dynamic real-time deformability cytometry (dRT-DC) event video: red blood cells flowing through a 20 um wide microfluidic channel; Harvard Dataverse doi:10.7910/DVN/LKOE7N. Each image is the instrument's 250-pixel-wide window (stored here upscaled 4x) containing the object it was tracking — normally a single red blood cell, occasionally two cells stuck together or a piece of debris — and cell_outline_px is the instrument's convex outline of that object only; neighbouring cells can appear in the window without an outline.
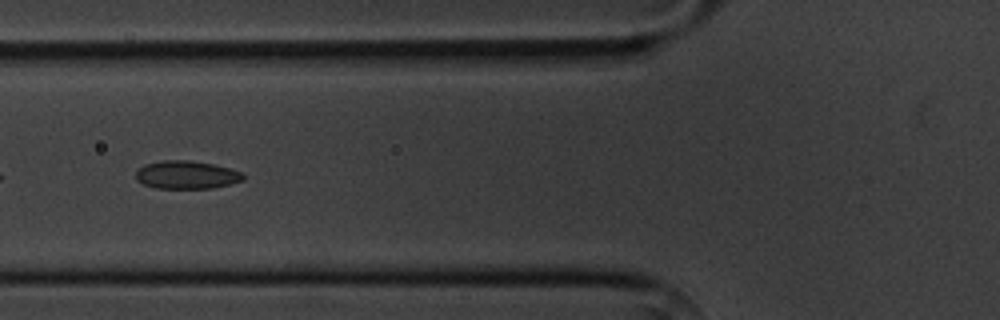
{"species": "common noctule bat (a hibernating species)", "species_latin": "Nyctalus noctula", "temperature_condition": "cold", "stored_images_in_passage": 7, "camera_frame_rate_fps": 3000, "um_per_image_px": 0.085, "animal": {"sex": "male", "body_mass_g": 20.1, "forearm_length_mm": 53.5}, "frame": {"image": 1, "passage_image": 6, "time_ms": 5.667, "image_size_px": [1000, 320], "cell_outline_px": [[244, 180], [212, 188], [156, 188], [144, 184], [136, 180], [136, 168], [144, 164], [164, 160], [188, 160], [212, 164], [244, 172]], "centroid_in_image_um": [15.83, 14.85], "position_along_channel_um": 110.0, "area_um2": 17.57}}
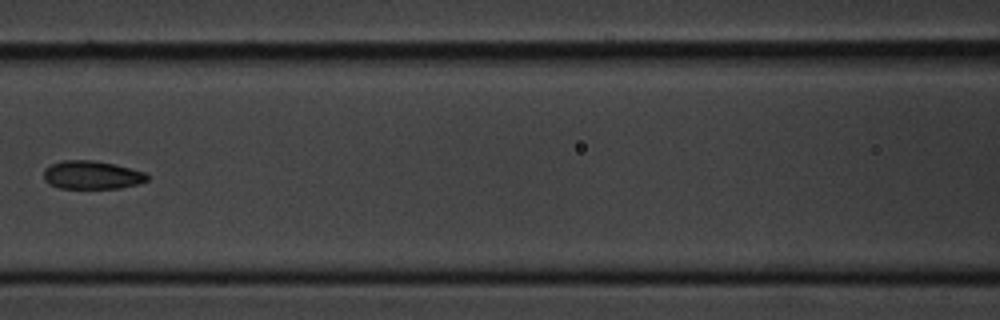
{"frame": {"image": 2, "passage_image": 7, "time_ms": 7.0, "image_size_px": [1000, 320], "cell_outline_px": [[148, 180], [136, 184], [120, 188], [60, 188], [48, 184], [44, 180], [44, 168], [52, 164], [64, 160], [92, 160], [112, 164], [144, 172], [148, 176]], "centroid_in_image_um": [7.76, 14.88], "position_along_channel_um": 158.8, "area_um2": 16.88}}